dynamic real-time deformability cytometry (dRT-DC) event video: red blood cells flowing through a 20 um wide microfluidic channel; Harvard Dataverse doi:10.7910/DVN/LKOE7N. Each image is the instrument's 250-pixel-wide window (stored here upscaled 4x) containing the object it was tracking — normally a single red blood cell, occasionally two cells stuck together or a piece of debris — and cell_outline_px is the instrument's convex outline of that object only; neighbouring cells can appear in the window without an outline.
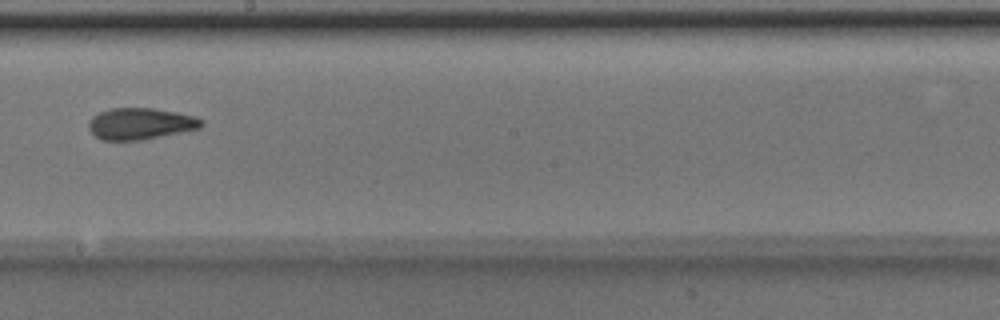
{"species": "Egyptian fruit bat (a non-hibernating species)", "species_latin": "Rousettus aegyptiacus", "temperature_condition": "room temperature", "stored_images_in_passage": 10, "camera_frame_rate_fps": 3000, "um_per_image_px": 0.085, "animal": {"sex": "male"}, "frame": {"image": 1, "passage_image": 9, "time_ms": 2.667, "image_size_px": [1000, 320], "cell_outline_px": [[204, 124], [200, 128], [140, 140], [100, 140], [88, 128], [88, 120], [92, 116], [108, 108], [152, 108], [176, 112], [196, 116], [204, 120]], "centroid_in_image_um": [11.92, 10.5], "position_along_channel_um": 236.3, "area_um2": 20.75}}
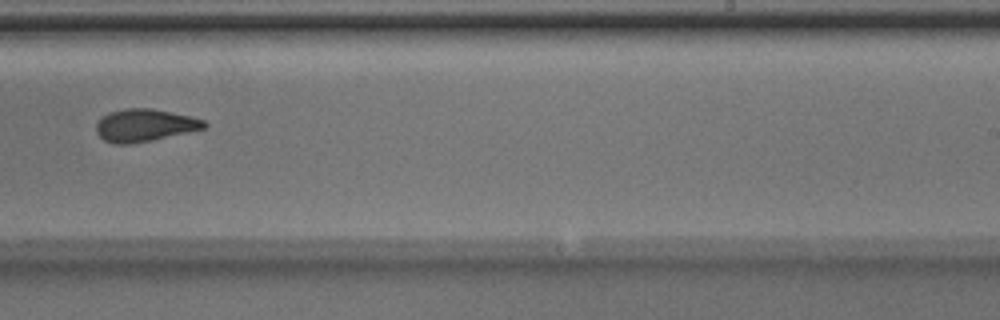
{"frame": {"image": 2, "passage_image": 10, "time_ms": 3.0, "image_size_px": [1000, 320], "cell_outline_px": [[208, 124], [204, 128], [152, 140], [128, 144], [116, 144], [104, 140], [96, 132], [96, 124], [108, 112], [124, 108], [152, 108], [192, 116], [204, 120]], "centroid_in_image_um": [12.29, 10.63], "position_along_channel_um": 276.7, "area_um2": 20.35}}